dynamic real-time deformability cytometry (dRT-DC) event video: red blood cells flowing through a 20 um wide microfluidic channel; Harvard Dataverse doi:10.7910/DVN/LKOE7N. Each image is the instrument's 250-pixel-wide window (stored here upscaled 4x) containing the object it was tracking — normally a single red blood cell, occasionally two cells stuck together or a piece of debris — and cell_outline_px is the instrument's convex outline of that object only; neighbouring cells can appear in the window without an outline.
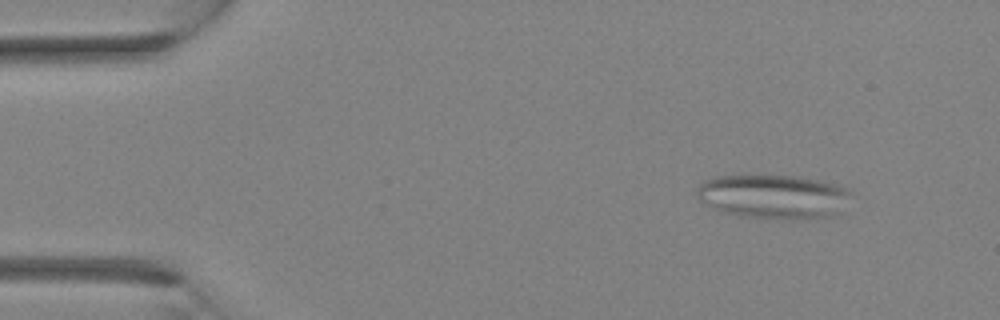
{"species": "Egyptian fruit bat (a non-hibernating species)", "species_latin": "Rousettus aegyptiacus", "temperature_condition": "room temperature", "stored_images_in_passage": 3, "camera_frame_rate_fps": 3000, "um_per_image_px": 0.085, "animal": {"sex": "female"}, "frame": {"image": 1, "passage_image": 1, "time_ms": 0.0, "image_size_px": [1000, 320], "cell_outline_px": [[848, 192], [840, 212], [836, 216], [740, 216], [724, 212], [704, 204], [696, 196], [696, 192], [700, 184], [704, 180], [716, 176], [740, 172], [760, 172], [800, 176], [820, 180], [836, 184], [844, 188]], "centroid_in_image_um": [65.59, 16.59], "position_along_channel_um": 19.4, "area_um2": 39.59}}
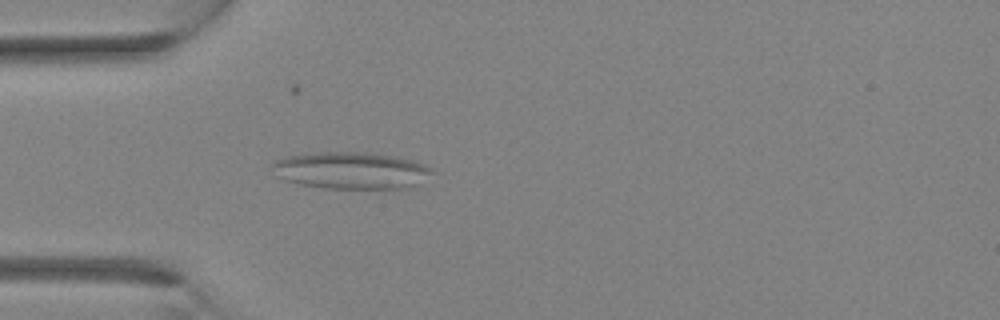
{"frame": {"image": 2, "passage_image": 3, "time_ms": 0.667, "image_size_px": [1000, 320], "cell_outline_px": [[432, 172], [420, 184], [408, 188], [324, 188], [300, 184], [284, 180], [276, 176], [272, 164], [272, 160], [288, 156], [316, 152], [364, 152], [396, 156], [416, 160], [432, 168]], "centroid_in_image_um": [29.85, 14.48], "position_along_channel_um": 55.1, "area_um2": 34.62}}